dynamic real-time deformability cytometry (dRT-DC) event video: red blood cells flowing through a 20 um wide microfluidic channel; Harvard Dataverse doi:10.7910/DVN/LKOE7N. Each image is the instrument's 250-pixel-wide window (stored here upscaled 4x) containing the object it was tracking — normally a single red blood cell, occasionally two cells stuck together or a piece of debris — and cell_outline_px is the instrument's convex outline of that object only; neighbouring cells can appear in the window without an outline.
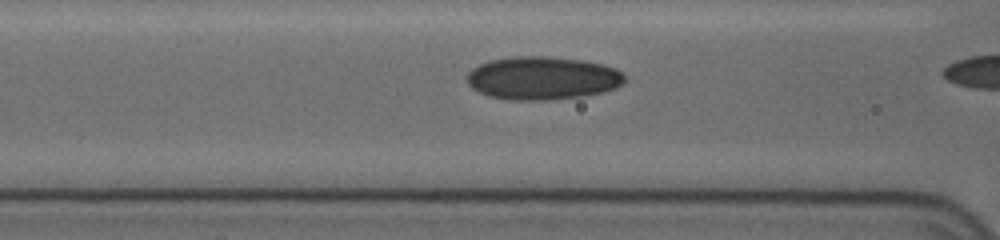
{"species": "human", "species_latin": "Homo sapiens", "temperature_condition": "cold", "stored_images_in_passage": 5, "camera_frame_rate_fps": 3000, "um_per_image_px": 0.085, "donor": {"sex": "female"}, "frame": {"image": 1, "passage_image": 4, "time_ms": 2.0, "image_size_px": [1000, 240], "cell_outline_px": [[628, 80], [624, 84], [616, 88], [604, 92], [584, 96], [548, 100], [512, 100], [488, 96], [472, 88], [468, 84], [468, 72], [472, 68], [488, 60], [512, 56], [548, 56], [584, 60], [604, 64], [616, 68], [624, 72]], "centroid_in_image_um": [46.18, 6.63], "position_along_channel_um": 120.4, "area_um2": 40.29}}